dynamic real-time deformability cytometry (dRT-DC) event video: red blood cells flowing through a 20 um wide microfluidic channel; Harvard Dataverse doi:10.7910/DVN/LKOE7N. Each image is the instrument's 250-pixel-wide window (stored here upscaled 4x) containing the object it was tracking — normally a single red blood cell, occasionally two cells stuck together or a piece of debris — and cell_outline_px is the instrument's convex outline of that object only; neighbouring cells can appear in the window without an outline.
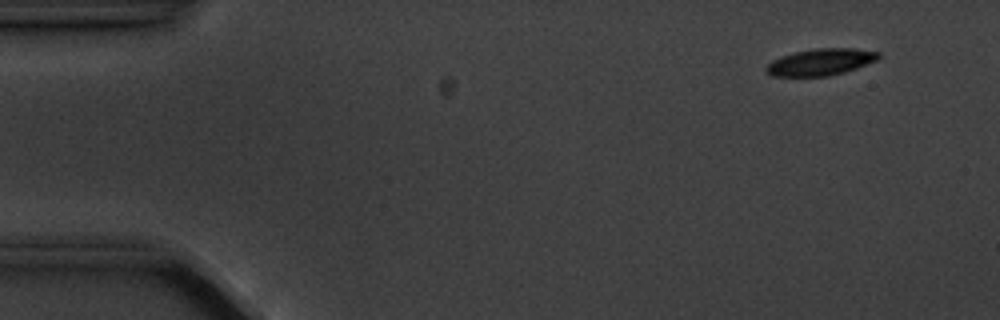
{"species": "common noctule bat (a hibernating species)", "species_latin": "Nyctalus noctula", "temperature_condition": "cold", "stored_images_in_passage": 5, "camera_frame_rate_fps": 3000, "um_per_image_px": 0.085, "animal": {"sex": "male", "body_mass_g": 20.1, "forearm_length_mm": 53.5}, "frame": {"image": 1, "passage_image": 2, "time_ms": 1.0, "image_size_px": [1000, 320], "cell_outline_px": [[880, 56], [876, 60], [856, 68], [844, 72], [828, 76], [772, 76], [764, 68], [772, 60], [796, 52], [816, 48], [852, 48], [880, 52]], "centroid_in_image_um": [69.76, 5.27], "position_along_channel_um": 15.2, "area_um2": 17.22}}
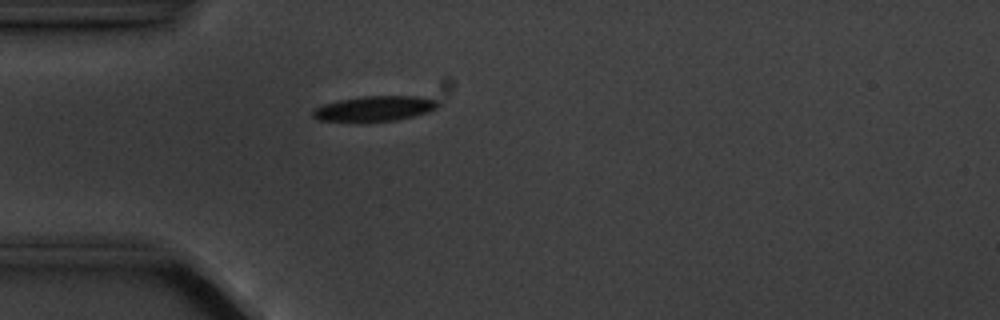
{"frame": {"image": 2, "passage_image": 5, "time_ms": 4.667, "image_size_px": [1000, 320], "cell_outline_px": [[440, 104], [436, 108], [428, 112], [396, 120], [320, 120], [312, 116], [312, 112], [316, 108], [324, 104], [340, 100], [364, 96], [416, 96], [436, 100]], "centroid_in_image_um": [31.88, 9.2], "position_along_channel_um": 53.1, "area_um2": 17.69}}